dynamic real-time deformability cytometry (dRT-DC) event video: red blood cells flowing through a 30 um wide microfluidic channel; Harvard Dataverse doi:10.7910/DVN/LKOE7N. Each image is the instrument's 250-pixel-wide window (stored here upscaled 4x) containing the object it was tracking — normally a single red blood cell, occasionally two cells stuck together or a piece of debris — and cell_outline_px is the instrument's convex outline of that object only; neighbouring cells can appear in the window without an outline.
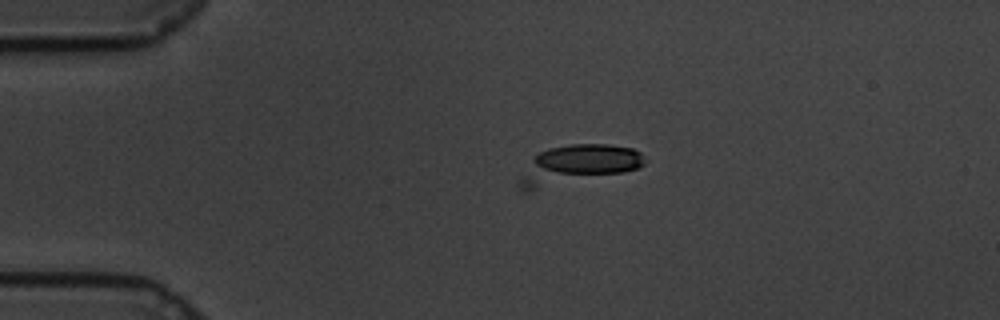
{"species": "common noctule bat (a hibernating species)", "species_latin": "Nyctalus noctula", "temperature_condition": "cold", "stored_images_in_passage": 16, "camera_frame_rate_fps": 3000, "um_per_image_px": 0.085, "animal": {"sex": "male", "body_mass_g": 19.5, "forearm_length_mm": 54.6}, "frame": {"image": 1, "passage_image": 16, "time_ms": 5.0, "image_size_px": [1000, 320], "cell_outline_px": [[644, 164], [636, 168], [624, 172], [532, 192], [520, 192], [516, 184], [532, 156], [548, 148], [572, 144], [608, 144], [632, 148], [640, 152], [644, 160]], "centroid_in_image_um": [48.99, 14.04], "position_along_channel_um": 36.0, "area_um2": 28.9}}